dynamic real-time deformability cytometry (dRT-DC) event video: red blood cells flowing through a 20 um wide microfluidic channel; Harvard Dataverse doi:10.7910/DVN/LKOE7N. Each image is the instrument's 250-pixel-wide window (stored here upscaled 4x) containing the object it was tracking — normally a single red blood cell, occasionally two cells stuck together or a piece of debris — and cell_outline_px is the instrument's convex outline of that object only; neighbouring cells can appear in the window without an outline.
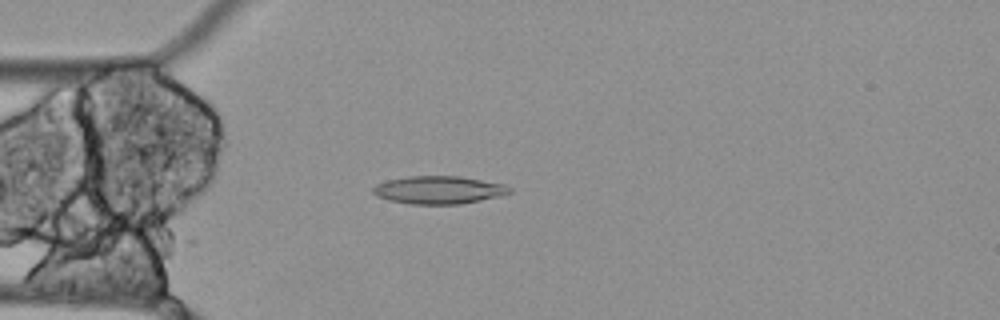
{"species": "Egyptian fruit bat (a non-hibernating species)", "species_latin": "Rousettus aegyptiacus", "temperature_condition": "cold", "stored_images_in_passage": 56, "camera_frame_rate_fps": 3000, "um_per_image_px": 0.085, "animal": {"sex": "female"}, "frame": {"image": 1, "passage_image": 15, "time_ms": 4.667, "image_size_px": [1000, 320], "cell_outline_px": [[512, 192], [500, 196], [460, 204], [412, 204], [388, 200], [376, 196], [372, 192], [372, 188], [376, 184], [384, 180], [408, 176], [460, 176], [504, 184], [512, 188]], "centroid_in_image_um": [37.26, 16.14], "position_along_channel_um": 47.7, "area_um2": 22.31}}
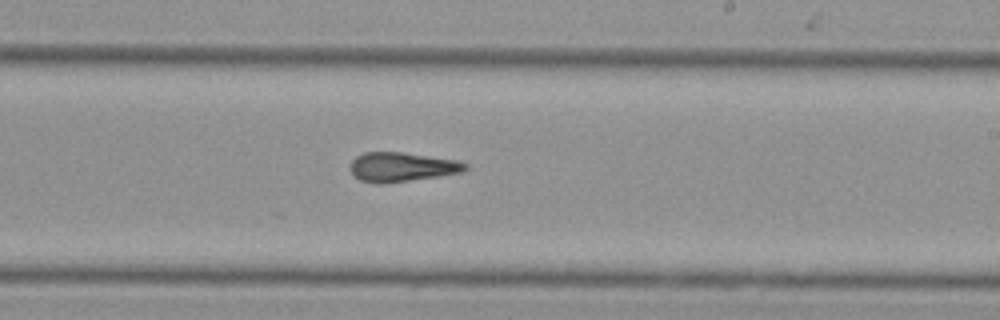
{"frame": {"image": 2, "passage_image": 33, "time_ms": 10.667, "image_size_px": [1000, 320], "cell_outline_px": [[468, 168], [464, 172], [384, 184], [376, 184], [360, 180], [348, 168], [348, 164], [356, 156], [364, 152], [404, 152], [460, 160], [468, 164]], "centroid_in_image_um": [34.16, 14.18], "position_along_channel_um": 254.8, "area_um2": 20.0}}
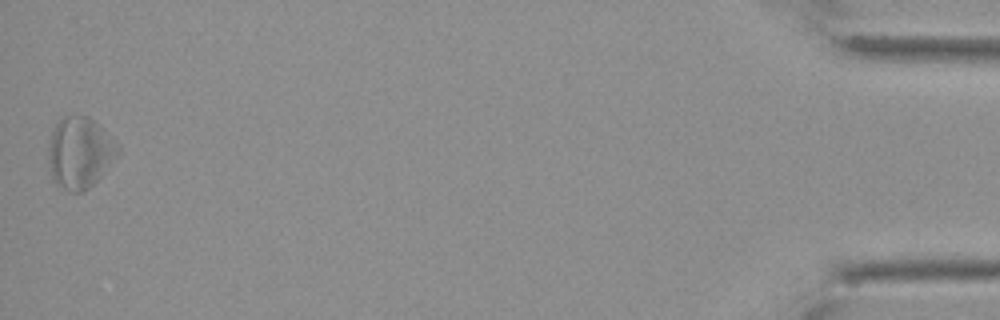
{"frame": {"image": 3, "passage_image": 56, "time_ms": 18.333, "image_size_px": [1000, 320], "cell_outline_px": [[120, 152], [100, 176], [84, 192], [68, 192], [56, 184], [52, 176], [48, 156], [48, 144], [52, 128], [60, 116], [88, 116], [120, 148]], "centroid_in_image_um": [6.72, 12.98], "position_along_channel_um": 428.5, "area_um2": 28.5}, "authors_computed_cell_mechanics": {"area_um2": 21.8195, "velocity_mm_per_s": 3.4644, "shape_relaxation_time_tau1_ms": null, "shape_relaxation_time_tau2_ms": 9.9507, "deformation_change_tau1": null, "deformation_change_tau2": 0.2708}}